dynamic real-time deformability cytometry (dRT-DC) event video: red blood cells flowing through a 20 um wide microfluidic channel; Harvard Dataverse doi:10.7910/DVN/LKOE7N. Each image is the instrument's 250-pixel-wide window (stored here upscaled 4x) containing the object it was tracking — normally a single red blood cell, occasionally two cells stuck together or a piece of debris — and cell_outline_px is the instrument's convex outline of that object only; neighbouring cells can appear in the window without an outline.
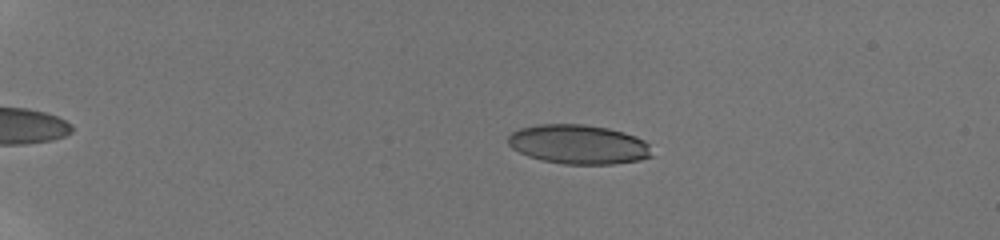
{"species": "human", "species_latin": "Homo sapiens", "temperature_condition": "room temperature", "stored_images_in_passage": 8, "camera_frame_rate_fps": 3000, "um_per_image_px": 0.085, "donor": {"sex": "male"}, "frame": {"image": 1, "passage_image": 3, "time_ms": 1.667, "image_size_px": [1000, 240], "cell_outline_px": [[652, 156], [640, 160], [612, 164], [564, 164], [544, 160], [528, 156], [512, 148], [508, 144], [508, 136], [512, 132], [520, 128], [540, 124], [584, 124], [608, 128], [624, 132], [636, 136], [644, 140], [648, 144]], "centroid_in_image_um": [49.17, 12.27], "position_along_channel_um": 35.8, "area_um2": 32.89}}
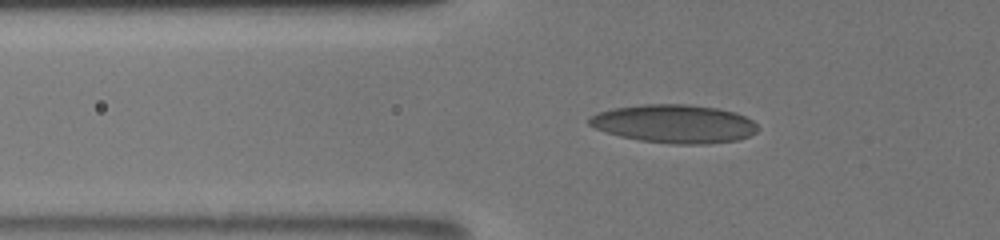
{"frame": {"image": 2, "passage_image": 7, "time_ms": 4.667, "image_size_px": [1000, 240], "cell_outline_px": [[760, 128], [756, 132], [740, 140], [708, 144], [672, 144], [640, 140], [620, 136], [596, 128], [588, 124], [588, 120], [592, 116], [600, 112], [612, 108], [640, 104], [688, 104], [720, 108], [736, 112], [752, 120]], "centroid_in_image_um": [57.37, 10.52], "position_along_channel_um": 68.4, "area_um2": 37.86}}